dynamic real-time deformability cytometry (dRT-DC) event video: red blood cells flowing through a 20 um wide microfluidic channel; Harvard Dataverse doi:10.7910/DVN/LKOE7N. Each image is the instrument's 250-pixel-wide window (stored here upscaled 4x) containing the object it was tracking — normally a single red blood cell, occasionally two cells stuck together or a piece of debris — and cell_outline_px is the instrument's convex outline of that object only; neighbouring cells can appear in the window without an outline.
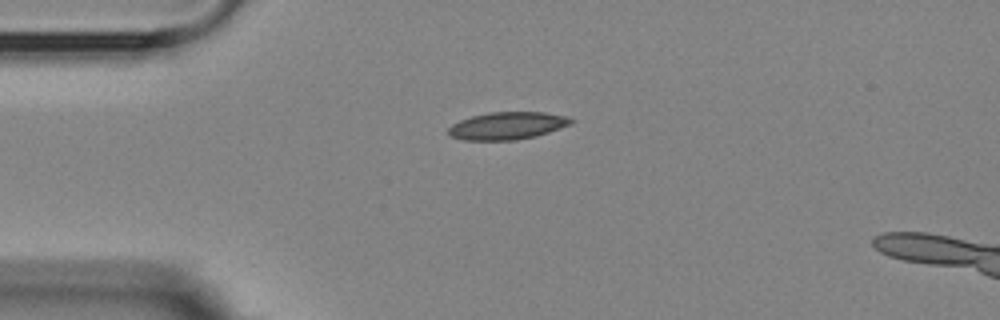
{"species": "Egyptian fruit bat (a non-hibernating species)", "species_latin": "Rousettus aegyptiacus", "temperature_condition": "room temperature", "stored_images_in_passage": 2, "camera_frame_rate_fps": 3000, "um_per_image_px": 0.085, "animal": {"sex": "female"}, "frame": {"image": 1, "passage_image": 2, "time_ms": 1.667, "image_size_px": [1000, 320], "cell_outline_px": [[576, 120], [572, 124], [536, 136], [516, 140], [464, 140], [448, 136], [448, 128], [452, 124], [460, 120], [472, 116], [488, 112], [544, 112], [568, 116]], "centroid_in_image_um": [43.13, 10.68], "position_along_channel_um": 41.9, "area_um2": 19.83}}